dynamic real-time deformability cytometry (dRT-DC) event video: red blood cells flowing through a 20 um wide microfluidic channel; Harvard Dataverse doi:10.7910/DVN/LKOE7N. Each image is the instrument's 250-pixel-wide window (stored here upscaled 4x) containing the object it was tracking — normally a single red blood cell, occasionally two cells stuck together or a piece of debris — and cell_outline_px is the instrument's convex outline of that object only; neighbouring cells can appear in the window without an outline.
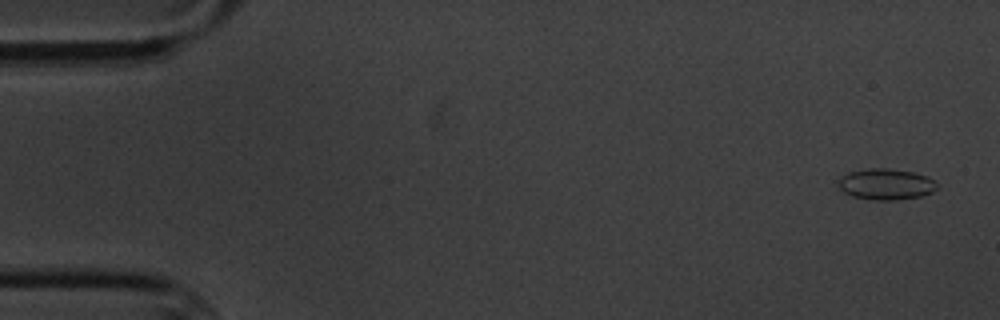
{"species": "common noctule bat (a hibernating species)", "species_latin": "Nyctalus noctula", "temperature_condition": "cold", "stored_images_in_passage": 4, "camera_frame_rate_fps": 3000, "um_per_image_px": 0.085, "animal": {"sex": "male", "body_mass_g": 20.1, "forearm_length_mm": 53.5}, "frame": {"image": 1, "passage_image": 1, "time_ms": 0.0, "image_size_px": [1000, 320], "cell_outline_px": [[936, 188], [932, 192], [920, 196], [892, 200], [876, 200], [852, 196], [844, 192], [840, 188], [836, 180], [848, 172], [868, 168], [888, 168], [912, 172], [928, 176], [936, 184]], "centroid_in_image_um": [75.26, 15.64], "position_along_channel_um": 9.7, "area_um2": 17.74}}